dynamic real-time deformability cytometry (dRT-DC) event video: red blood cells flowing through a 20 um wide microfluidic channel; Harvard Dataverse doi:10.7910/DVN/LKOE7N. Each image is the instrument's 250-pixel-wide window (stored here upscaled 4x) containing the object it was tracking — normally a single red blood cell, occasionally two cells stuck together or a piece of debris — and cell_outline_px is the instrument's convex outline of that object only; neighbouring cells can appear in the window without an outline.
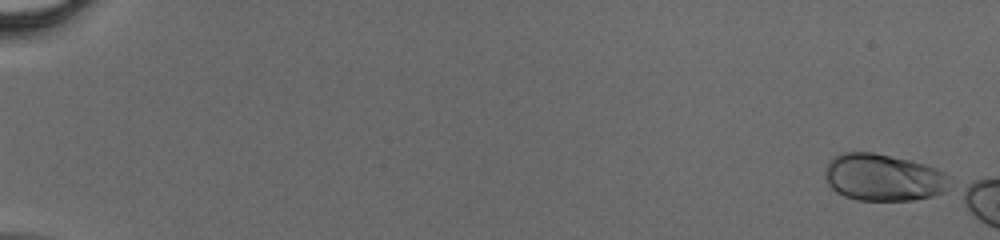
{"species": "human", "species_latin": "Homo sapiens", "temperature_condition": "cold", "stored_images_in_passage": 1, "camera_frame_rate_fps": 3000, "um_per_image_px": 0.085, "donor": {"sex": "male"}, "frame": {"image": 1, "passage_image": 1, "time_ms": 0.0, "image_size_px": [1000, 240], "cell_outline_px": [[948, 176], [944, 192], [932, 196], [912, 200], [856, 200], [844, 196], [836, 192], [828, 184], [824, 172], [828, 160], [844, 152], [872, 152], [908, 160], [924, 164], [936, 168], [944, 172]], "centroid_in_image_um": [75.03, 15.08], "position_along_channel_um": 10.0, "area_um2": 33.93}}